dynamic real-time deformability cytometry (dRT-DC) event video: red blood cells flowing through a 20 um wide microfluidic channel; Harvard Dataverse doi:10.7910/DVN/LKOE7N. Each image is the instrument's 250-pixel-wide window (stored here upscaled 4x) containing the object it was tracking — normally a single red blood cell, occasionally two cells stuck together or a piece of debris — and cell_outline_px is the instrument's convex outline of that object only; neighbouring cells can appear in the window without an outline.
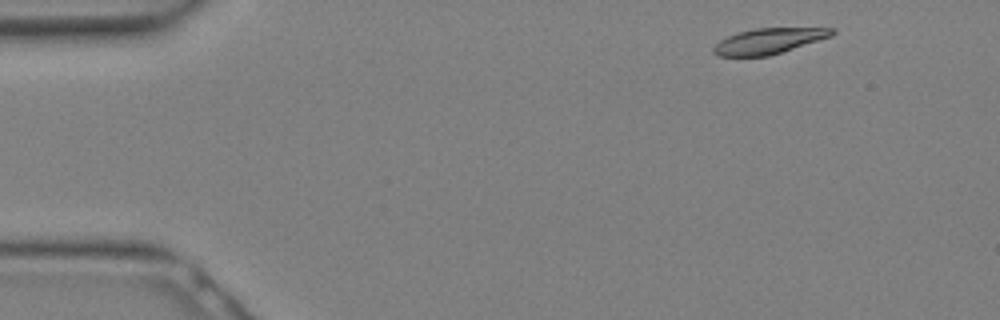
{"species": "Egyptian fruit bat (a non-hibernating species)", "species_latin": "Rousettus aegyptiacus", "temperature_condition": "warm", "stored_images_in_passage": 14, "camera_frame_rate_fps": 3000, "um_per_image_px": 0.085, "animal": {"sex": "female"}, "frame": {"image": 1, "passage_image": 1, "time_ms": 0.0, "image_size_px": [1000, 320], "cell_outline_px": [[836, 32], [832, 36], [768, 56], [720, 56], [712, 52], [712, 48], [720, 40], [736, 32], [756, 28], [836, 28]], "centroid_in_image_um": [65.33, 3.48], "position_along_channel_um": 19.7, "area_um2": 17.57}}
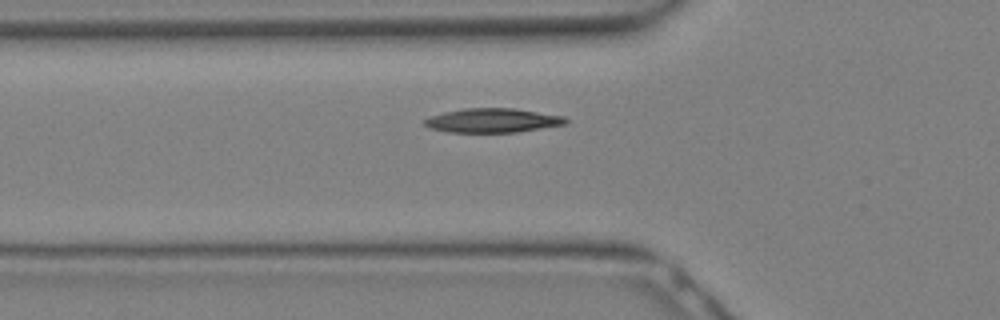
{"frame": {"image": 2, "passage_image": 8, "time_ms": 2.333, "image_size_px": [1000, 320], "cell_outline_px": [[568, 120], [564, 124], [516, 132], [448, 132], [432, 128], [424, 124], [424, 120], [428, 116], [444, 112], [464, 108], [512, 108], [564, 116]], "centroid_in_image_um": [41.83, 10.23], "position_along_channel_um": 84.0, "area_um2": 19.65}}
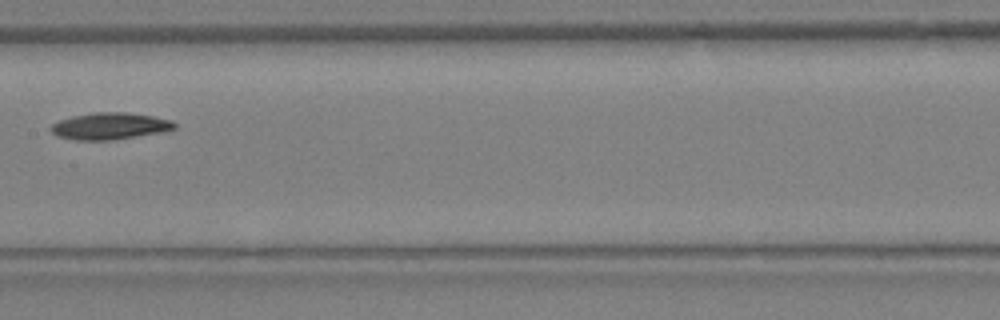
{"frame": {"image": 3, "passage_image": 13, "time_ms": 4.0, "image_size_px": [1000, 320], "cell_outline_px": [[176, 128], [160, 132], [112, 140], [76, 140], [56, 136], [48, 128], [52, 124], [60, 120], [72, 116], [92, 112], [124, 112], [152, 116], [172, 120], [176, 124]], "centroid_in_image_um": [9.3, 10.71], "position_along_channel_um": 198.1, "area_um2": 19.25}}